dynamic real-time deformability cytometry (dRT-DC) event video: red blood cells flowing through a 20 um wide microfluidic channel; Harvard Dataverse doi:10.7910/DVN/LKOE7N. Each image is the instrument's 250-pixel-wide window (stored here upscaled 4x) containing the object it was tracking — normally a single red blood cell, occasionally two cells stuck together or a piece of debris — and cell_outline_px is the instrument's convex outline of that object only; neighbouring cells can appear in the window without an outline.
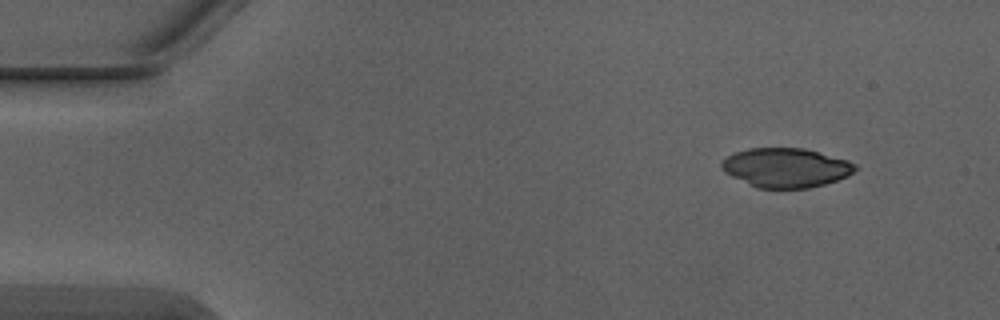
{"species": "Egyptian fruit bat (a non-hibernating species)", "species_latin": "Rousettus aegyptiacus", "temperature_condition": "warm", "stored_images_in_passage": 5, "camera_frame_rate_fps": 3000, "um_per_image_px": 0.085, "animal": {"sex": "male"}, "frame": {"image": 1, "passage_image": 1, "time_ms": 0.0, "image_size_px": [1000, 320], "cell_outline_px": [[856, 168], [848, 176], [824, 184], [808, 188], [756, 188], [724, 172], [720, 168], [720, 164], [728, 156], [736, 152], [748, 148], [804, 148], [848, 160], [856, 164]], "centroid_in_image_um": [66.79, 14.25], "position_along_channel_um": 18.2, "area_um2": 30.46}}